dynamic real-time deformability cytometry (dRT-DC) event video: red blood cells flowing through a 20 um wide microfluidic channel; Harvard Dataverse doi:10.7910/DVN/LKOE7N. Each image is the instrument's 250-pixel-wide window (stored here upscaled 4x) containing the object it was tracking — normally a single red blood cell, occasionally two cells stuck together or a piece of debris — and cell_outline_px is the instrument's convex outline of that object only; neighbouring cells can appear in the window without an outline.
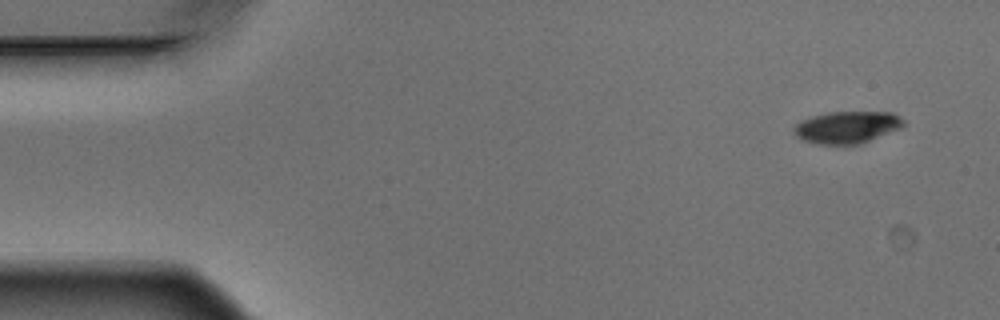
{"species": "Egyptian fruit bat (a non-hibernating species)", "species_latin": "Rousettus aegyptiacus", "temperature_condition": "warm", "stored_images_in_passage": 5, "segment_of_instrument_passage": [2, 2], "camera_frame_rate_fps": 3000, "um_per_image_px": 0.085, "animal": {"sex": "male"}, "frame": {"image": 1, "passage_image": 5, "time_ms": 1.333, "image_size_px": [1000, 320], "cell_outline_px": [[904, 124], [900, 128], [860, 144], [816, 144], [804, 140], [796, 136], [792, 128], [800, 120], [812, 116], [828, 112], [892, 112], [900, 116], [904, 120]], "centroid_in_image_um": [71.98, 10.81], "position_along_channel_um": 13.0, "area_um2": 20.46}}